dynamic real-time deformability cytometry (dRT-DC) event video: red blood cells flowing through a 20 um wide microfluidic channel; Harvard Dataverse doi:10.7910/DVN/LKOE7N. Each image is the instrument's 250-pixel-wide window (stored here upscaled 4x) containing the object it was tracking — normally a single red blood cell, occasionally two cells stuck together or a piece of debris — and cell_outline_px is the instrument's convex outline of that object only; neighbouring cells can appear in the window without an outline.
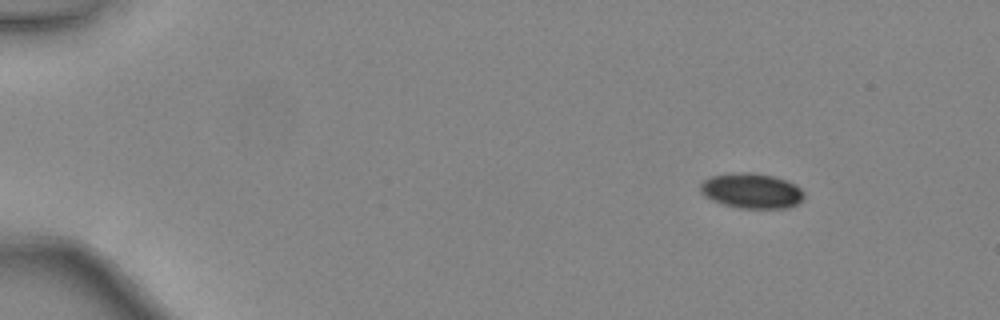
{"species": "common noctule bat (a hibernating species)", "species_latin": "Nyctalus noctula", "temperature_condition": "warm", "stored_images_in_passage": 42, "camera_frame_rate_fps": 3000, "um_per_image_px": 0.085, "animal": {"sex": "female", "body_mass_g": 24.6, "forearm_length_mm": 56.2}, "frame": {"image": 1, "passage_image": 1, "time_ms": 0.0, "image_size_px": [1000, 320], "cell_outline_px": [[804, 196], [796, 204], [788, 208], [740, 208], [724, 204], [712, 200], [704, 196], [700, 192], [700, 184], [704, 180], [712, 176], [744, 172], [752, 172], [772, 176], [796, 184], [804, 192]], "centroid_in_image_um": [63.88, 16.22], "position_along_channel_um": 21.1, "area_um2": 21.04}}
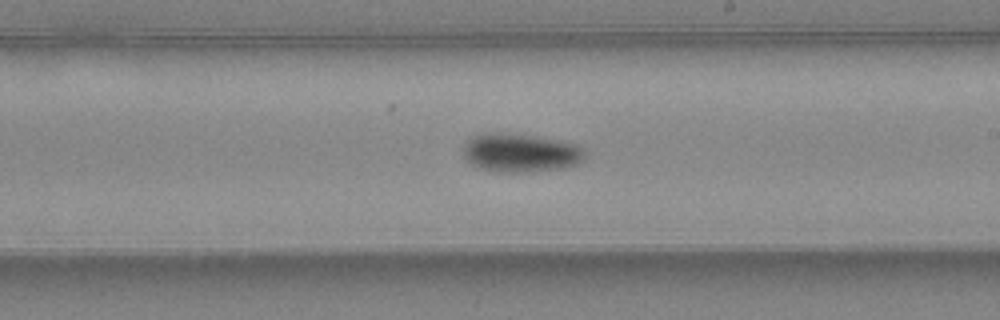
{"frame": {"image": 2, "passage_image": 24, "time_ms": 7.667, "image_size_px": [1000, 320], "cell_outline_px": [[584, 160], [580, 164], [568, 168], [532, 172], [496, 172], [476, 168], [464, 160], [464, 144], [468, 140], [476, 136], [488, 132], [532, 136], [576, 144], [584, 152]], "centroid_in_image_um": [44.23, 13.03], "position_along_channel_um": 244.8, "area_um2": 27.46}}
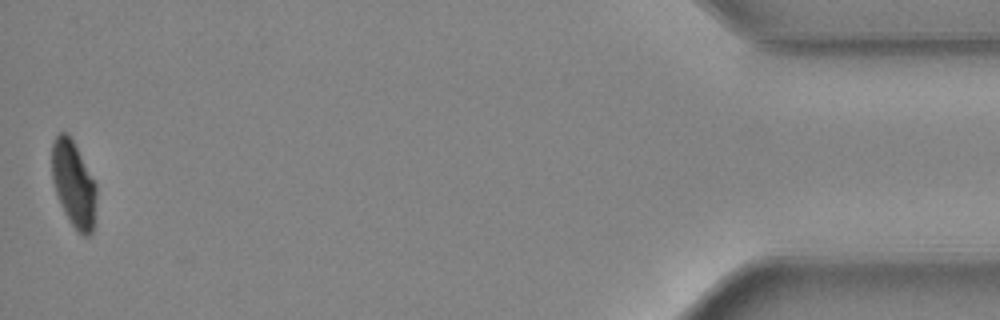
{"frame": {"image": 3, "passage_image": 42, "time_ms": 13.667, "image_size_px": [1000, 320], "cell_outline_px": [[96, 196], [92, 232], [88, 236], [84, 236], [76, 232], [64, 212], [60, 204], [52, 180], [52, 144], [56, 136], [60, 132], [64, 132], [72, 140], [96, 184]], "centroid_in_image_um": [6.24, 15.69], "position_along_channel_um": 429.0, "area_um2": 21.96}, "authors_computed_cell_mechanics": {"area_um2": 24.7673, "velocity_mm_per_s": 4.4547, "shape_relaxation_time_tau1_ms": 2.3621, "shape_relaxation_time_tau2_ms": null, "deformation_change_tau1": 0.1304, "deformation_change_tau2": null}}